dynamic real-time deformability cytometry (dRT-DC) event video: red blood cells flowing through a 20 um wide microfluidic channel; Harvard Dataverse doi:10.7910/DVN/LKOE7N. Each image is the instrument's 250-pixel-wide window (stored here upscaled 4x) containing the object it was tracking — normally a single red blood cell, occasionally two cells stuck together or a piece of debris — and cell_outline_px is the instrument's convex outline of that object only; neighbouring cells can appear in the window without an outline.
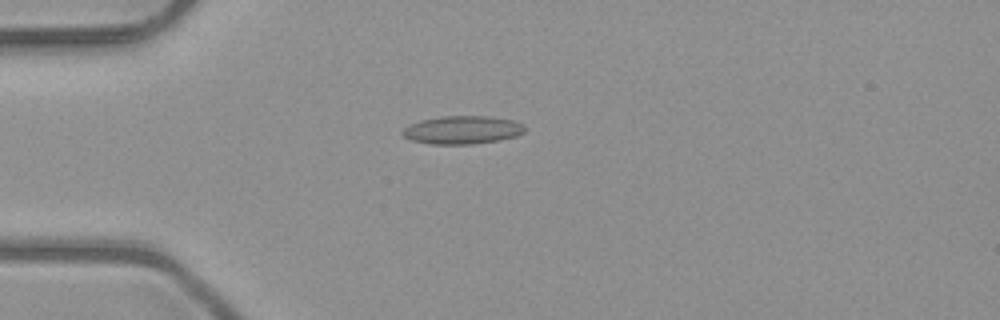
{"species": "common noctule bat (a hibernating species)", "species_latin": "Nyctalus noctula", "temperature_condition": "room temperature", "stored_images_in_passage": 40, "camera_frame_rate_fps": 3000, "um_per_image_px": 0.085, "animal": {"sex": "male", "body_mass_g": 23.1, "forearm_length_mm": 52.7}, "frame": {"image": 1, "passage_image": 3, "time_ms": 0.667, "image_size_px": [1000, 320], "cell_outline_px": [[524, 132], [516, 136], [500, 140], [472, 144], [428, 144], [412, 140], [404, 136], [400, 132], [408, 124], [420, 120], [444, 116], [488, 116], [512, 120], [524, 124]], "centroid_in_image_um": [39.28, 11.04], "position_along_channel_um": 45.7, "area_um2": 20.11}}
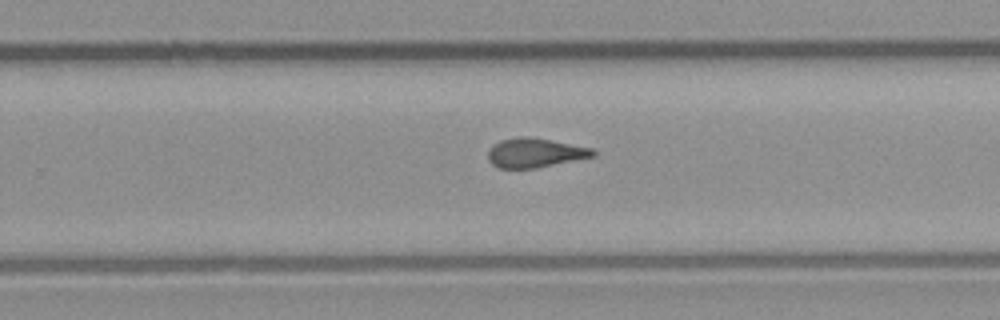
{"frame": {"image": 2, "passage_image": 22, "time_ms": 7.0, "image_size_px": [1000, 320], "cell_outline_px": [[596, 156], [536, 168], [500, 168], [492, 164], [488, 160], [488, 152], [500, 140], [520, 136], [524, 136], [548, 140], [592, 148], [596, 152]], "centroid_in_image_um": [45.48, 13.0], "position_along_channel_um": 284.3, "area_um2": 17.63}}
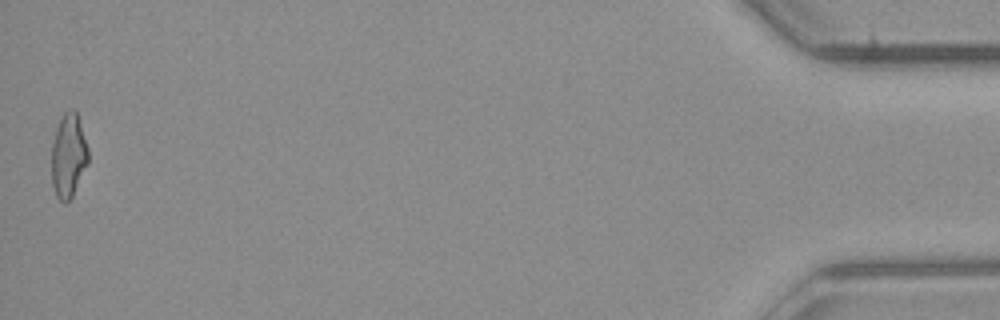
{"frame": {"image": 3, "passage_image": 40, "time_ms": 13.0, "image_size_px": [1000, 320], "cell_outline_px": [[88, 164], [72, 196], [64, 204], [56, 196], [52, 184], [52, 144], [56, 128], [64, 112], [72, 108], [76, 112], [88, 148]], "centroid_in_image_um": [5.81, 13.25], "position_along_channel_um": 429.4, "area_um2": 17.74}, "authors_computed_cell_mechanics": {"area_um2": 18.0625, "velocity_mm_per_s": 4.0599, "shape_relaxation_time_tau1_ms": null, "shape_relaxation_time_tau2_ms": 2.3641, "deformation_change_tau1": null, "deformation_change_tau2": 0.0849}}